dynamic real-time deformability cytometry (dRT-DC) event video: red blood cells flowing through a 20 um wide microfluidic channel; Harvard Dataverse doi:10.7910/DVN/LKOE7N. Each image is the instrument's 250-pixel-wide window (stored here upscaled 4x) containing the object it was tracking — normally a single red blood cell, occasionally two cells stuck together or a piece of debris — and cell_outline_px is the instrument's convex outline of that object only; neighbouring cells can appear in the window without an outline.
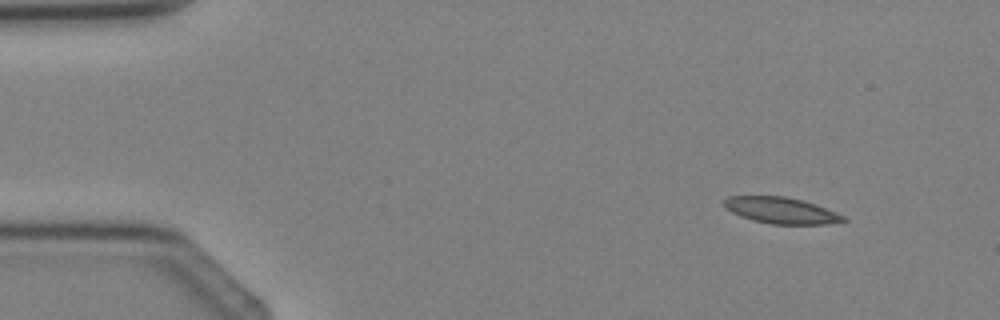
{"species": "Egyptian fruit bat (a non-hibernating species)", "species_latin": "Rousettus aegyptiacus", "temperature_condition": "cold", "stored_images_in_passage": 3, "camera_frame_rate_fps": 3000, "um_per_image_px": 0.085, "animal": {"sex": "female"}, "frame": {"image": 1, "passage_image": 1, "time_ms": 0.0, "image_size_px": [1000, 320], "cell_outline_px": [[848, 220], [828, 224], [772, 224], [752, 220], [740, 216], [724, 208], [724, 200], [728, 196], [784, 196], [804, 200], [844, 216]], "centroid_in_image_um": [66.36, 17.88], "position_along_channel_um": 18.6, "area_um2": 18.15}}
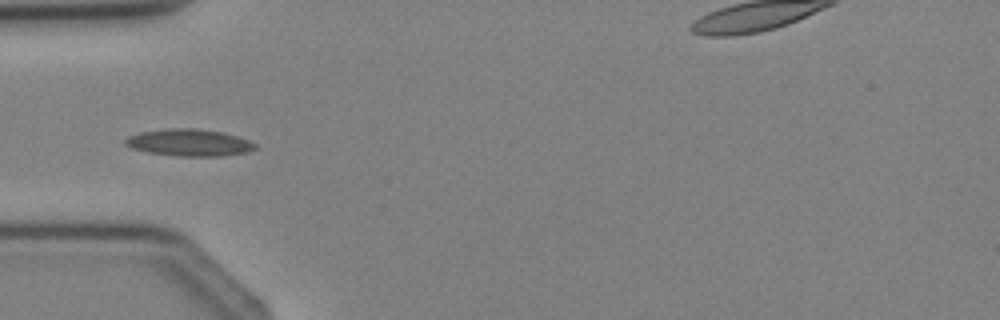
{"frame": {"image": 2, "passage_image": 3, "time_ms": 2.667, "image_size_px": [1000, 320], "cell_outline_px": [[256, 148], [248, 152], [220, 156], [176, 156], [148, 152], [132, 148], [124, 144], [124, 140], [128, 136], [140, 132], [164, 128], [196, 128], [220, 132], [236, 136], [248, 140], [256, 144]], "centroid_in_image_um": [16.05, 12.12], "position_along_channel_um": 69.0, "area_um2": 20.4}}